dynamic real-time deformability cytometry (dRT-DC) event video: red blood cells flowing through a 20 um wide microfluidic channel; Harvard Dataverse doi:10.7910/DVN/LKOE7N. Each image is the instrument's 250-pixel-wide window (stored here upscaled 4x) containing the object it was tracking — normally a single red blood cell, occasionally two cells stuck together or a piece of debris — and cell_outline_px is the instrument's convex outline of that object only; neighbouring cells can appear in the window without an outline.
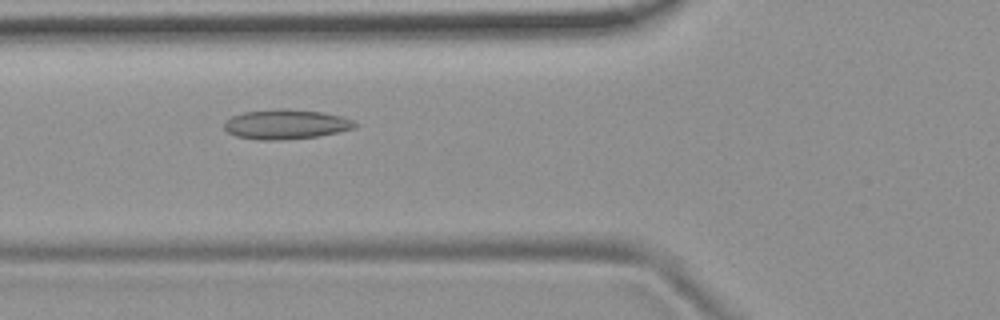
{"species": "common noctule bat (a hibernating species)", "species_latin": "Nyctalus noctula", "temperature_condition": "room temperature", "stored_images_in_passage": 54, "camera_frame_rate_fps": 3000, "um_per_image_px": 0.085, "animal": {"sex": "female", "body_mass_g": 19.9}, "frame": {"image": 1, "passage_image": 20, "time_ms": 6.333, "image_size_px": [1000, 320], "cell_outline_px": [[356, 124], [352, 128], [336, 132], [316, 136], [284, 140], [256, 140], [236, 136], [228, 132], [224, 128], [224, 124], [232, 116], [244, 112], [276, 108], [284, 108], [324, 112], [340, 116], [352, 120]], "centroid_in_image_um": [24.25, 10.56], "position_along_channel_um": 101.5, "area_um2": 22.48}}
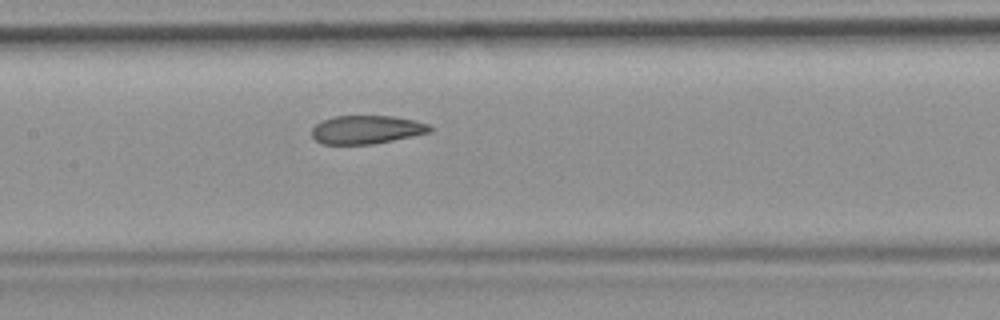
{"frame": {"image": 2, "passage_image": 26, "time_ms": 8.333, "image_size_px": [1000, 320], "cell_outline_px": [[432, 132], [372, 144], [320, 144], [312, 136], [312, 128], [320, 120], [332, 116], [392, 116], [412, 120], [428, 124], [432, 128]], "centroid_in_image_um": [31.11, 11.01], "position_along_channel_um": 176.3, "area_um2": 19.54}}
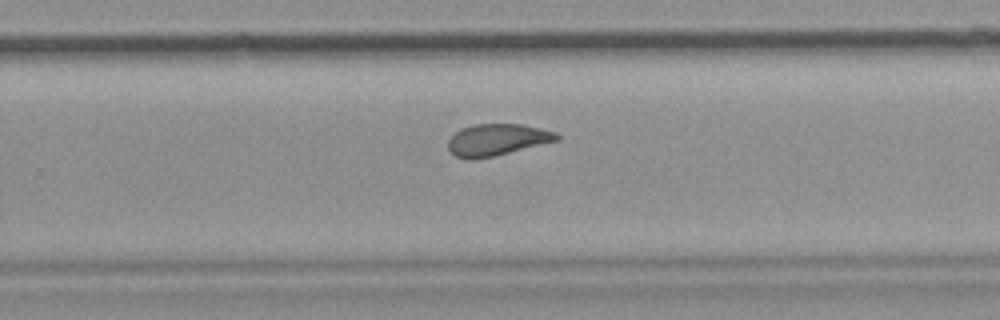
{"frame": {"image": 3, "passage_image": 35, "time_ms": 11.333, "image_size_px": [1000, 320], "cell_outline_px": [[560, 140], [492, 156], [472, 160], [468, 160], [456, 156], [448, 148], [448, 140], [460, 128], [476, 124], [520, 124], [540, 128], [556, 132], [560, 136]], "centroid_in_image_um": [42.25, 11.87], "position_along_channel_um": 287.6, "area_um2": 19.94}, "authors_computed_cell_mechanics": {"area_um2": 21.6461, "velocity_mm_per_s": 3.7318, "shape_relaxation_time_tau1_ms": null, "shape_relaxation_time_tau2_ms": 1.6009, "deformation_change_tau1": null, "deformation_change_tau2": 0.0742}}